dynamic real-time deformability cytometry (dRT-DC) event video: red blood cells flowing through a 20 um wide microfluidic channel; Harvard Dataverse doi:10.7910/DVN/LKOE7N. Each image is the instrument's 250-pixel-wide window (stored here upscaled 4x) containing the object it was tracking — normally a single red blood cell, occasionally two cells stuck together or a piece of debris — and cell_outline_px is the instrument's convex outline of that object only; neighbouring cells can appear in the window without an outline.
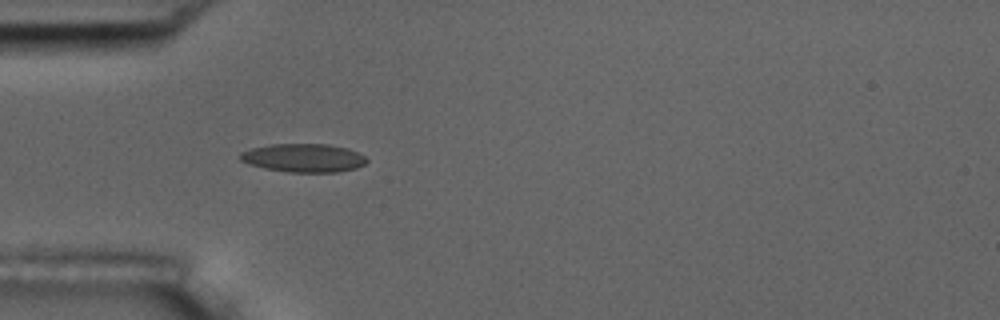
{"species": "common noctule bat (a hibernating species)", "species_latin": "Nyctalus noctula", "temperature_condition": "room temperature", "stored_images_in_passage": 4, "camera_frame_rate_fps": 3000, "um_per_image_px": 0.085, "animal": {"sex": "male", "body_mass_g": 17.5, "forearm_length_mm": 52.3}, "frame": {"image": 1, "passage_image": 4, "time_ms": 4.333, "image_size_px": [1000, 320], "cell_outline_px": [[368, 160], [364, 164], [356, 168], [336, 172], [288, 172], [264, 168], [248, 164], [240, 160], [240, 152], [252, 148], [272, 144], [328, 144], [348, 148], [364, 156]], "centroid_in_image_um": [25.79, 13.42], "position_along_channel_um": 59.2, "area_um2": 20.92}}